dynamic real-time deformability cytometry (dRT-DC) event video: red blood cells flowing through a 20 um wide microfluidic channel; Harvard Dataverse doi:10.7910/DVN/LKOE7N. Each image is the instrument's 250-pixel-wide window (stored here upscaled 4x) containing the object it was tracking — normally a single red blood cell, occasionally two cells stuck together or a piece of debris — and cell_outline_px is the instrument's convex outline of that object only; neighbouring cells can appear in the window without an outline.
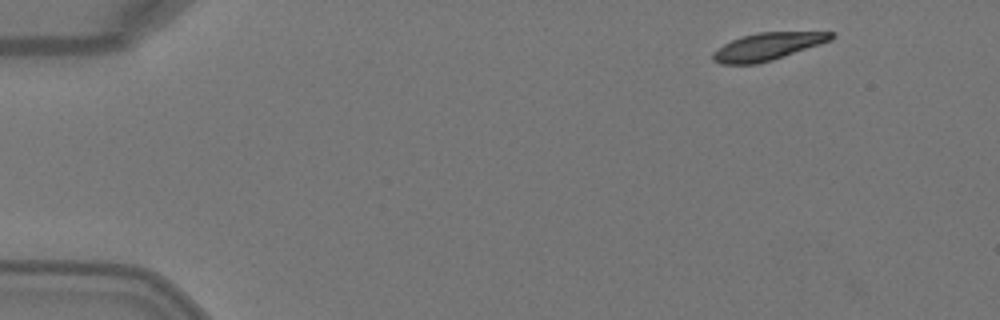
{"species": "Egyptian fruit bat (a non-hibernating species)", "species_latin": "Rousettus aegyptiacus", "temperature_condition": "warm", "stored_images_in_passage": 3, "camera_frame_rate_fps": 3000, "um_per_image_px": 0.085, "animal": {"sex": "female"}, "frame": {"image": 1, "passage_image": 1, "time_ms": 0.0, "image_size_px": [1000, 320], "cell_outline_px": [[836, 36], [832, 40], [772, 60], [756, 64], [720, 64], [712, 60], [712, 52], [724, 44], [732, 40], [756, 32], [836, 32]], "centroid_in_image_um": [65.24, 3.95], "position_along_channel_um": 19.8, "area_um2": 18.84}}
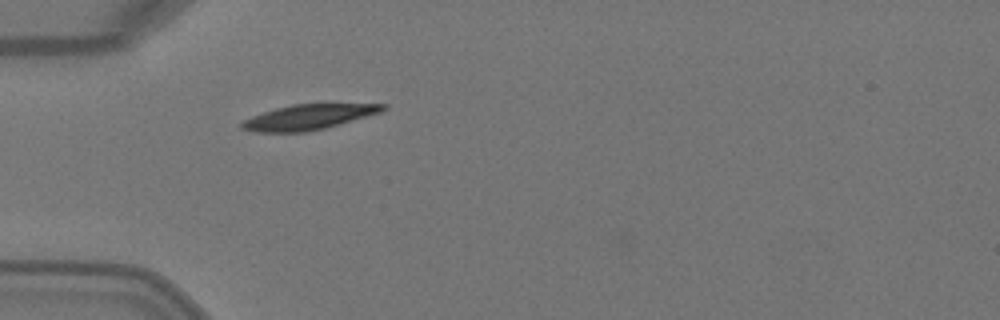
{"frame": {"image": 2, "passage_image": 3, "time_ms": 0.667, "image_size_px": [1000, 320], "cell_outline_px": [[388, 108], [380, 112], [324, 128], [308, 132], [252, 132], [240, 128], [240, 124], [244, 120], [252, 116], [276, 108], [292, 104], [388, 104]], "centroid_in_image_um": [26.18, 9.95], "position_along_channel_um": 58.8, "area_um2": 20.46}}